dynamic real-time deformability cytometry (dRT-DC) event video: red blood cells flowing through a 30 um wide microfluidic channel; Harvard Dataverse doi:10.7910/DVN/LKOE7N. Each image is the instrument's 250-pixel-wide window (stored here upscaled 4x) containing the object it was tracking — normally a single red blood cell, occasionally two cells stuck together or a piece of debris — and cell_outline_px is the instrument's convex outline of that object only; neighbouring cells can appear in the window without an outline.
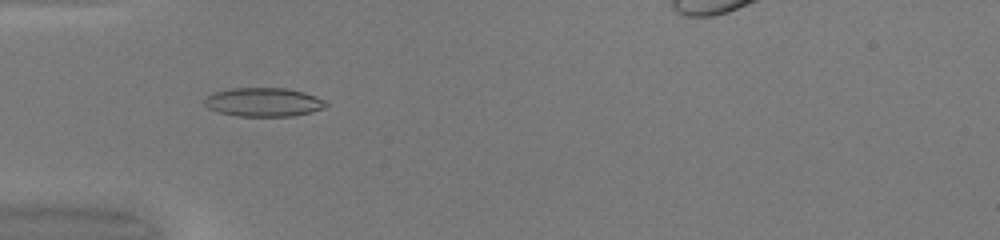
{"species": "common noctule bat (a hibernating species)", "species_latin": "Nyctalus noctula", "temperature_condition": "warm", "stored_images_in_passage": 32, "camera_frame_rate_fps": 3000, "um_per_image_px": 0.085, "animal": {"sex": "female", "body_mass_g": 20.0, "forearm_length_mm": 54.0}, "frame": {"image": 1, "passage_image": 1, "time_ms": 0.0, "image_size_px": [1000, 240], "cell_outline_px": [[328, 104], [324, 108], [312, 112], [292, 116], [236, 116], [220, 112], [208, 108], [204, 104], [204, 100], [208, 96], [216, 92], [232, 88], [288, 88], [304, 92], [316, 96], [324, 100]], "centroid_in_image_um": [22.44, 8.68], "position_along_channel_um": 62.6, "area_um2": 20.35}}
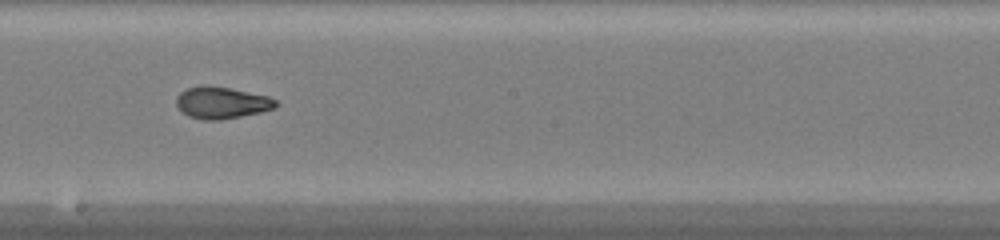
{"frame": {"image": 2, "passage_image": 13, "time_ms": 4.0, "image_size_px": [1000, 240], "cell_outline_px": [[276, 108], [260, 112], [220, 120], [204, 120], [188, 116], [180, 112], [176, 104], [176, 96], [180, 92], [188, 88], [204, 84], [208, 84], [268, 96], [276, 100]], "centroid_in_image_um": [18.78, 8.73], "position_along_channel_um": 229.4, "area_um2": 18.5}}
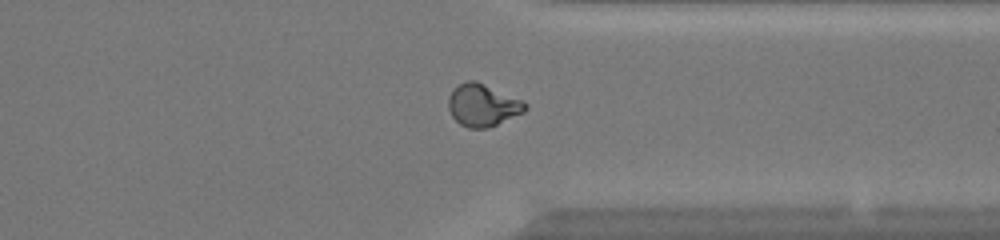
{"frame": {"image": 3, "passage_image": 23, "time_ms": 7.333, "image_size_px": [1000, 240], "cell_outline_px": [[528, 108], [524, 112], [488, 128], [468, 128], [460, 124], [452, 116], [448, 108], [448, 96], [452, 88], [464, 80], [476, 80], [520, 100], [528, 104]], "centroid_in_image_um": [40.98, 8.93], "position_along_channel_um": 370.4, "area_um2": 18.96}}